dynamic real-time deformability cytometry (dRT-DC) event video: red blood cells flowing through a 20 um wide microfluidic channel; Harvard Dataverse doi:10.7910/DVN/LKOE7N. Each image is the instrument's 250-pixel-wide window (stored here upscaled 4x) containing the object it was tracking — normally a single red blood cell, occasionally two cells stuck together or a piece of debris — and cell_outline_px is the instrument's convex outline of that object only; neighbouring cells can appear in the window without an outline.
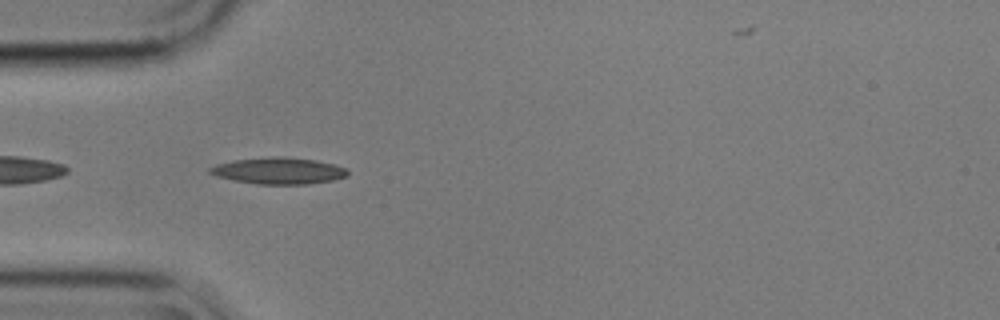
{"species": "common noctule bat (a hibernating species)", "species_latin": "Nyctalus noctula", "temperature_condition": "cold", "stored_images_in_passage": 29, "camera_frame_rate_fps": 3000, "um_per_image_px": 0.085, "animal": {"sex": "male", "body_mass_g": 17.9}, "frame": {"image": 1, "passage_image": 2, "time_ms": 0.333, "image_size_px": [1000, 320], "cell_outline_px": [[348, 176], [332, 180], [308, 184], [256, 184], [216, 176], [208, 172], [208, 168], [216, 164], [236, 160], [276, 156], [284, 156], [316, 160], [348, 168]], "centroid_in_image_um": [23.7, 14.51], "position_along_channel_um": 61.3, "area_um2": 21.21}}
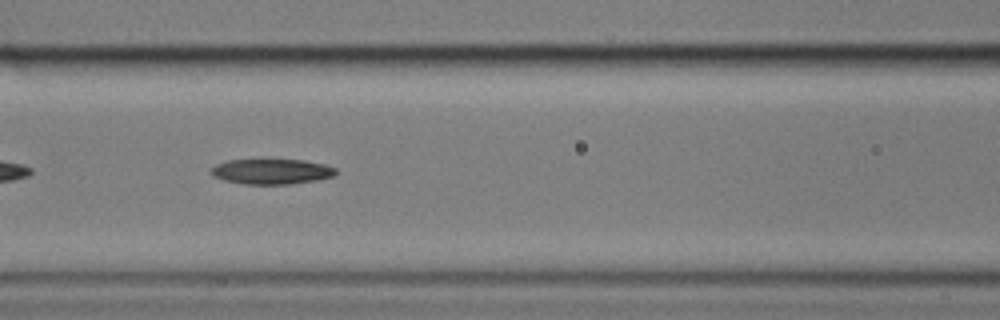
{"frame": {"image": 2, "passage_image": 9, "time_ms": 2.667, "image_size_px": [1000, 320], "cell_outline_px": [[336, 176], [320, 180], [292, 184], [240, 184], [224, 180], [212, 176], [208, 172], [216, 164], [228, 160], [260, 156], [304, 160], [324, 164], [336, 168]], "centroid_in_image_um": [23.06, 14.53], "position_along_channel_um": 143.5, "area_um2": 19.71}}
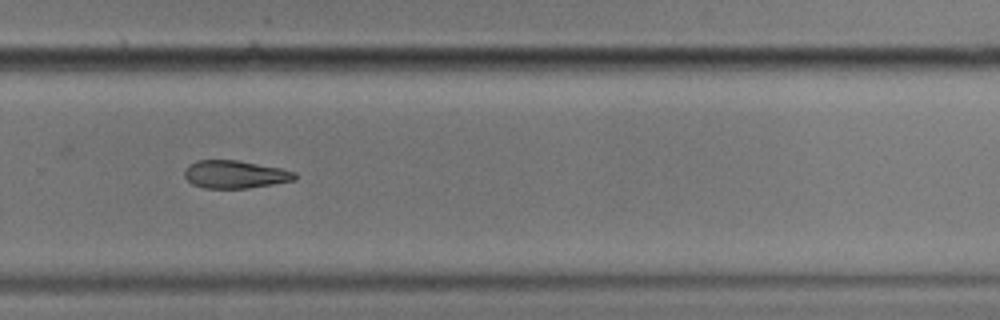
{"frame": {"image": 3, "passage_image": 23, "time_ms": 7.333, "image_size_px": [1000, 320], "cell_outline_px": [[296, 180], [248, 188], [204, 188], [192, 184], [184, 176], [184, 168], [188, 164], [196, 160], [236, 160], [280, 168], [296, 172]], "centroid_in_image_um": [19.94, 14.82], "position_along_channel_um": 309.9, "area_um2": 17.92}}